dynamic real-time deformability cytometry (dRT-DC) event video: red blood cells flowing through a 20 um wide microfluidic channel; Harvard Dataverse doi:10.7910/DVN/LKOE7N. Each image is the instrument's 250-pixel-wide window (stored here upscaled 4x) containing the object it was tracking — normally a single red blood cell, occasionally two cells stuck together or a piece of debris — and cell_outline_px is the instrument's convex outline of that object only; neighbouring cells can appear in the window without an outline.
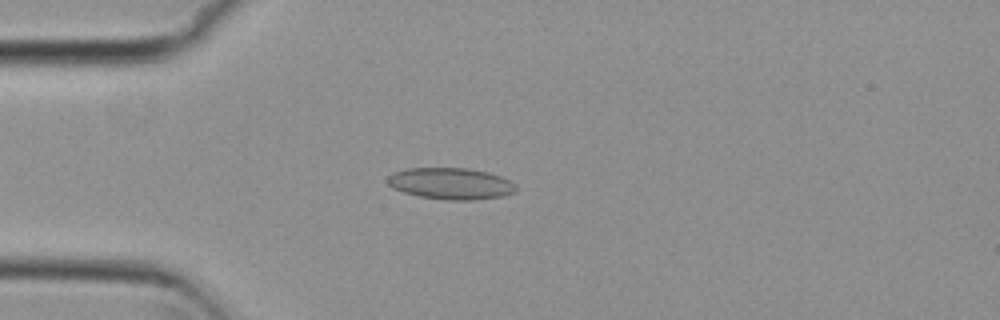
{"species": "common noctule bat (a hibernating species)", "species_latin": "Nyctalus noctula", "temperature_condition": "cold", "stored_images_in_passage": 6, "camera_frame_rate_fps": 3000, "um_per_image_px": 0.085, "animal": {"sex": "female", "body_mass_g": 29.2, "forearm_length_mm": 56.3}, "frame": {"image": 1, "passage_image": 3, "time_ms": 0.667, "image_size_px": [1000, 320], "cell_outline_px": [[516, 192], [504, 196], [476, 200], [444, 200], [420, 196], [404, 192], [392, 188], [388, 184], [388, 176], [392, 172], [408, 168], [468, 168], [488, 172], [500, 176], [516, 184]], "centroid_in_image_um": [38.33, 15.61], "position_along_channel_um": 46.7, "area_um2": 23.76}}
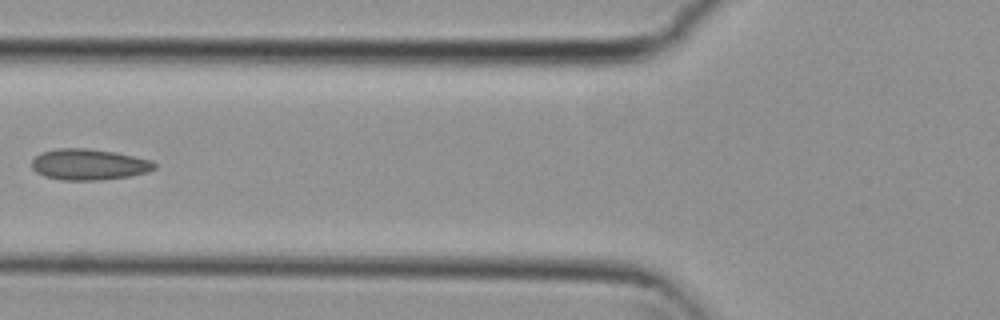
{"frame": {"image": 2, "passage_image": 5, "time_ms": 1.333, "image_size_px": [1000, 320], "cell_outline_px": [[156, 168], [148, 172], [132, 176], [100, 180], [60, 180], [44, 176], [36, 172], [32, 168], [32, 160], [40, 152], [60, 148], [88, 148], [116, 152], [152, 160], [156, 164]], "centroid_in_image_um": [7.57, 13.98], "position_along_channel_um": 118.2, "area_um2": 22.43}}
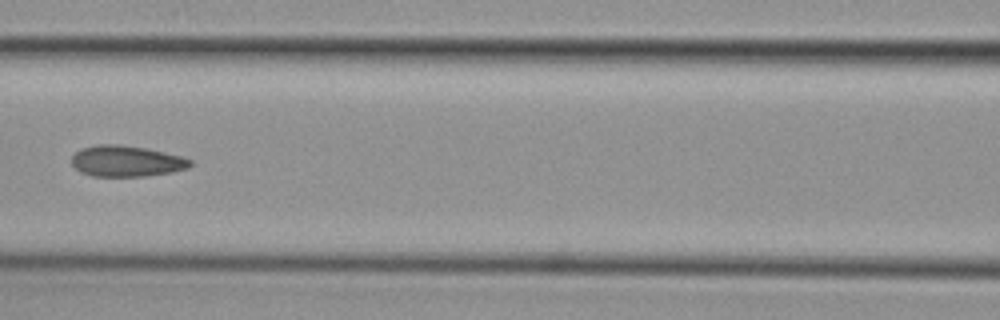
{"frame": {"image": 3, "passage_image": 6, "time_ms": 1.667, "image_size_px": [1000, 320], "cell_outline_px": [[192, 164], [188, 168], [172, 172], [144, 176], [92, 176], [80, 172], [72, 164], [72, 156], [80, 148], [96, 144], [120, 144], [148, 148], [180, 156], [192, 160]], "centroid_in_image_um": [10.73, 13.68], "position_along_channel_um": 155.9, "area_um2": 21.56}}